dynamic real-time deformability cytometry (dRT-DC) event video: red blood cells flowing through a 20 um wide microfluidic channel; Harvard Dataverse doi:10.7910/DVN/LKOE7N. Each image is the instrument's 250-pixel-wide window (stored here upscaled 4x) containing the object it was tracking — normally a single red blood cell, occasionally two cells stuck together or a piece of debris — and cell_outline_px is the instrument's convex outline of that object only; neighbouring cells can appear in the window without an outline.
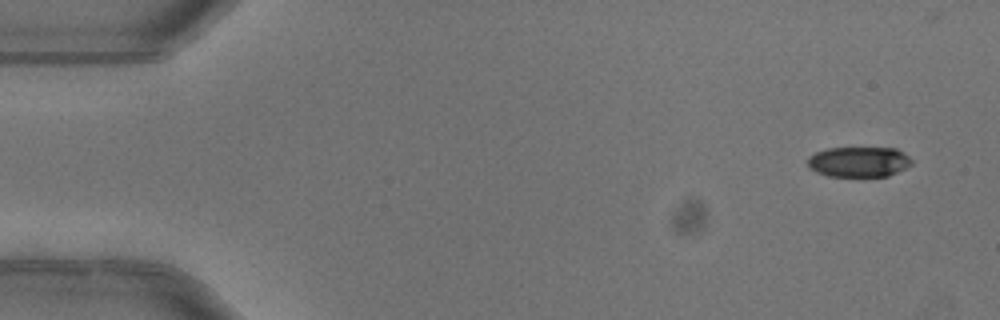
{"species": "common noctule bat (a hibernating species)", "species_latin": "Nyctalus noctula", "temperature_condition": "warm", "stored_images_in_passage": 4, "camera_frame_rate_fps": 3000, "um_per_image_px": 0.085, "animal": {"sex": "female"}, "frame": {"image": 1, "passage_image": 1, "time_ms": 0.0, "image_size_px": [1000, 320], "cell_outline_px": [[912, 164], [888, 176], [828, 176], [816, 172], [808, 168], [808, 156], [816, 152], [828, 148], [896, 148], [904, 152], [912, 160]], "centroid_in_image_um": [72.98, 13.75], "position_along_channel_um": 12.0, "area_um2": 18.38}}
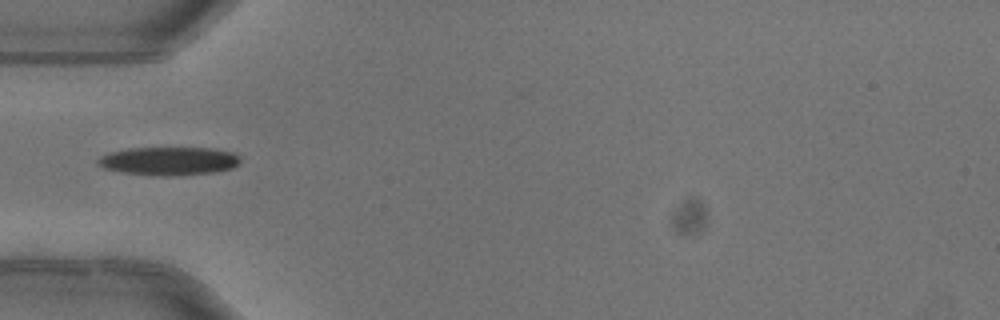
{"frame": {"image": 2, "passage_image": 4, "time_ms": 1.0, "image_size_px": [1000, 320], "cell_outline_px": [[240, 164], [232, 168], [212, 172], [172, 176], [152, 176], [124, 172], [104, 168], [96, 164], [96, 160], [100, 156], [108, 152], [128, 148], [216, 148], [232, 152], [240, 156]], "centroid_in_image_um": [14.34, 13.68], "position_along_channel_um": 70.7, "area_um2": 23.76}}